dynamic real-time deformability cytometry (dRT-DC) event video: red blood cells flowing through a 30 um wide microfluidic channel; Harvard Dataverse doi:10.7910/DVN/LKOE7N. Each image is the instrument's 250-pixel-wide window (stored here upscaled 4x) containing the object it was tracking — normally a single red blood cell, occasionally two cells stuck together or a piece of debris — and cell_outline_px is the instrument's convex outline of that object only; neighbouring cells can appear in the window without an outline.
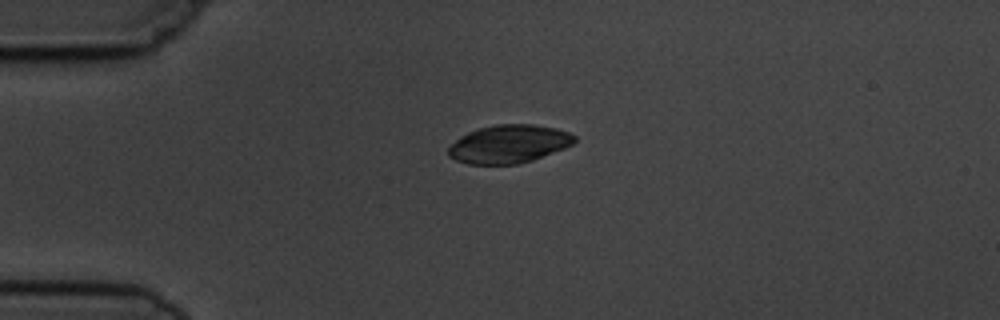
{"species": "common noctule bat (a hibernating species)", "species_latin": "Nyctalus noctula", "temperature_condition": "cold", "stored_images_in_passage": 2, "camera_frame_rate_fps": 3000, "um_per_image_px": 0.085, "animal": {"sex": "male", "body_mass_g": 19.5, "forearm_length_mm": 54.6}, "frame": {"image": 1, "passage_image": 1, "time_ms": 0.0, "image_size_px": [1000, 320], "cell_outline_px": [[576, 140], [572, 144], [564, 148], [532, 160], [516, 164], [468, 164], [456, 160], [448, 156], [448, 148], [460, 136], [468, 132], [480, 128], [496, 124], [532, 124], [556, 128], [568, 132], [576, 136]], "centroid_in_image_um": [43.25, 12.24], "position_along_channel_um": 41.8, "area_um2": 27.92}}